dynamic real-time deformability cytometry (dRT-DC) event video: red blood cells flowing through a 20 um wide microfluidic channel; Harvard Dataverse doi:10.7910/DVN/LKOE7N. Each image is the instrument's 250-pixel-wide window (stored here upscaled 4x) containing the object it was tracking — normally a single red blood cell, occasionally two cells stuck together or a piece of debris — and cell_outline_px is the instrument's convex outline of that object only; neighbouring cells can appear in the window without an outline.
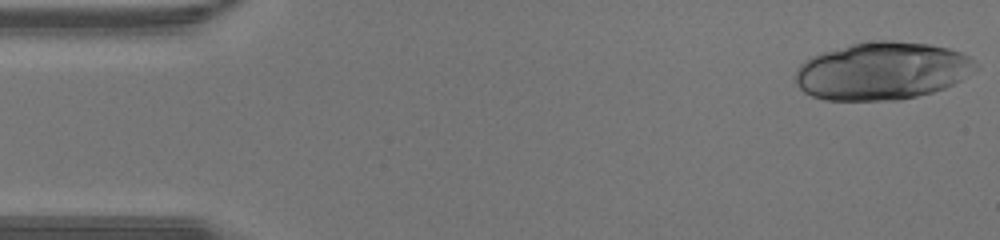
{"species": "human", "species_latin": "Homo sapiens", "temperature_condition": "warm", "stored_images_in_passage": 40, "camera_frame_rate_fps": 3000, "um_per_image_px": 0.085, "donor": {"sex": "male"}, "frame": {"image": 1, "passage_image": 1, "time_ms": 0.0, "image_size_px": [1000, 240], "cell_outline_px": [[980, 68], [960, 80], [944, 88], [932, 92], [900, 100], [824, 100], [812, 96], [804, 92], [796, 84], [796, 72], [800, 64], [812, 56], [824, 52], [852, 44], [880, 40], [892, 40], [928, 44], [948, 48], [972, 56], [980, 64]], "centroid_in_image_um": [75.03, 6.03], "position_along_channel_um": 10.0, "area_um2": 60.75}}
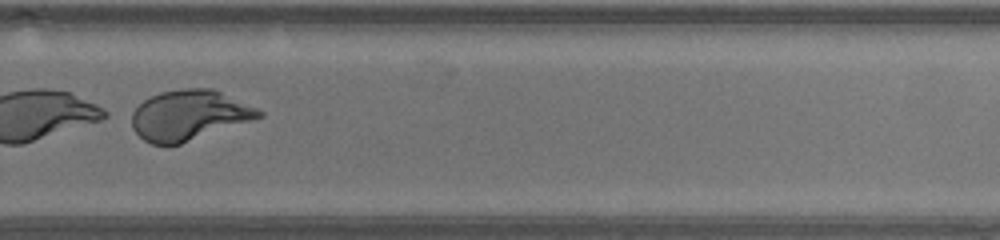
{"frame": {"image": 2, "passage_image": 28, "time_ms": 9.0, "image_size_px": [1000, 240], "cell_outline_px": [[264, 116], [180, 144], [152, 144], [144, 140], [132, 128], [132, 112], [144, 100], [160, 92], [180, 88], [212, 88], [256, 108], [264, 112]], "centroid_in_image_um": [16.06, 9.78], "position_along_channel_um": 313.7, "area_um2": 36.7}}